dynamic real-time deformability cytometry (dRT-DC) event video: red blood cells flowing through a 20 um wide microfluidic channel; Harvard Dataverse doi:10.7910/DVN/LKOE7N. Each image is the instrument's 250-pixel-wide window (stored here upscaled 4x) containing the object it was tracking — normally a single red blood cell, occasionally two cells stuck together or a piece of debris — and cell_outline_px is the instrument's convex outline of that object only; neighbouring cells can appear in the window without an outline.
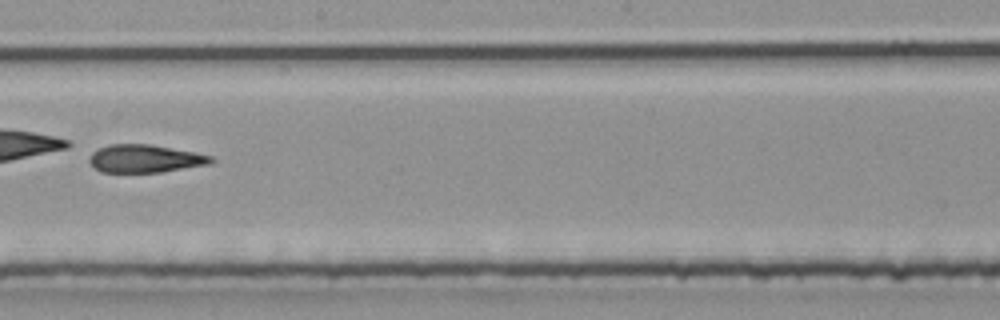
{"species": "common noctule bat (a hibernating species)", "species_latin": "Nyctalus noctula", "temperature_condition": "room temperature", "stored_images_in_passage": 43, "camera_frame_rate_fps": 3000, "um_per_image_px": 0.085, "animal": {"sex": "male", "body_mass_g": 20.4}, "frame": {"image": 1, "passage_image": 25, "time_ms": 8.0, "image_size_px": [1000, 320], "cell_outline_px": [[216, 160], [212, 164], [160, 172], [100, 172], [88, 160], [92, 152], [108, 144], [152, 144], [212, 156]], "centroid_in_image_um": [12.35, 13.48], "position_along_channel_um": 235.9, "area_um2": 19.77}}